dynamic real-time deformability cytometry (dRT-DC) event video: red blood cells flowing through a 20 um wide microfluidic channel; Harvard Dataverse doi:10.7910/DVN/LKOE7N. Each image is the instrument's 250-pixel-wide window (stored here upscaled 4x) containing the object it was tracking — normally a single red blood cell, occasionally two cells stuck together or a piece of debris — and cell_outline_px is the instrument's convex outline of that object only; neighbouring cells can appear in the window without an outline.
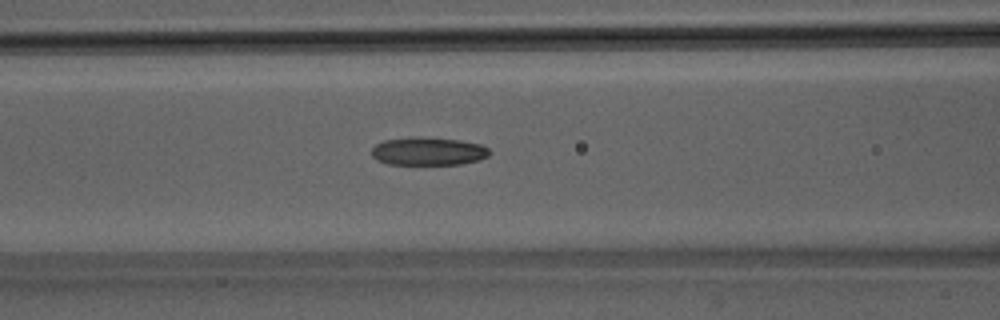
{"species": "Egyptian fruit bat (a non-hibernating species)", "species_latin": "Rousettus aegyptiacus", "temperature_condition": "room temperature", "stored_images_in_passage": 37, "camera_frame_rate_fps": 3000, "um_per_image_px": 0.085, "animal": {"sex": "male"}, "frame": {"image": 1, "passage_image": 8, "time_ms": 2.333, "image_size_px": [1000, 320], "cell_outline_px": [[492, 152], [488, 156], [480, 160], [460, 164], [388, 164], [372, 156], [372, 148], [376, 144], [384, 140], [420, 136], [460, 140], [480, 144], [488, 148]], "centroid_in_image_um": [36.44, 12.85], "position_along_channel_um": 130.2, "area_um2": 19.31}}
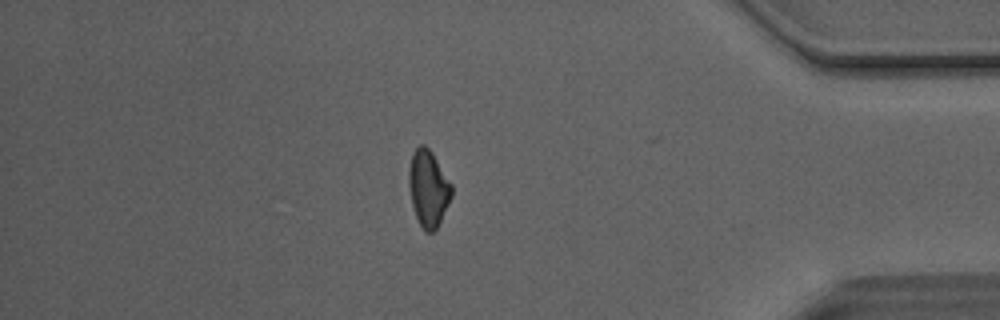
{"frame": {"image": 2, "passage_image": 30, "time_ms": 9.667, "image_size_px": [1000, 320], "cell_outline_px": [[452, 196], [436, 228], [432, 232], [424, 232], [416, 216], [412, 204], [408, 184], [408, 172], [412, 152], [420, 144], [424, 144], [432, 152], [452, 184]], "centroid_in_image_um": [36.39, 15.98], "position_along_channel_um": 398.8, "area_um2": 18.96}}
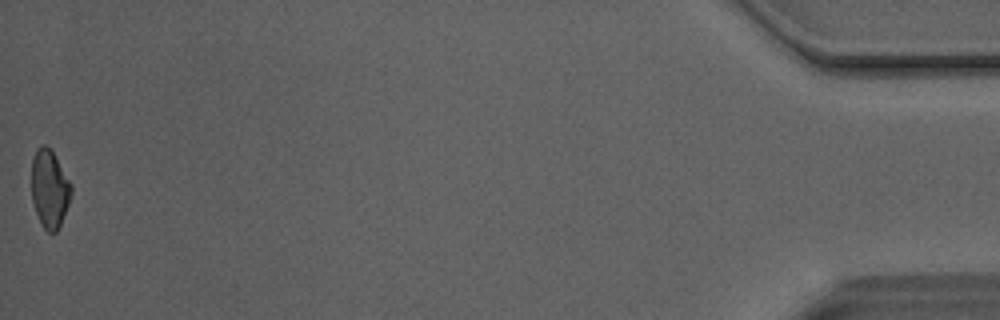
{"frame": {"image": 3, "passage_image": 37, "time_ms": 12.0, "image_size_px": [1000, 320], "cell_outline_px": [[72, 192], [68, 204], [60, 224], [56, 232], [48, 232], [40, 224], [32, 200], [32, 160], [36, 148], [40, 144], [44, 144], [52, 152], [72, 184]], "centroid_in_image_um": [4.2, 16.05], "position_along_channel_um": 431.0, "area_um2": 17.86}, "authors_computed_cell_mechanics": {"area_um2": 19.1896, "velocity_mm_per_s": 4.132, "shape_relaxation_time_tau1_ms": null, "shape_relaxation_time_tau2_ms": 10.7304, "deformation_change_tau1": null, "deformation_change_tau2": 0.2417}}